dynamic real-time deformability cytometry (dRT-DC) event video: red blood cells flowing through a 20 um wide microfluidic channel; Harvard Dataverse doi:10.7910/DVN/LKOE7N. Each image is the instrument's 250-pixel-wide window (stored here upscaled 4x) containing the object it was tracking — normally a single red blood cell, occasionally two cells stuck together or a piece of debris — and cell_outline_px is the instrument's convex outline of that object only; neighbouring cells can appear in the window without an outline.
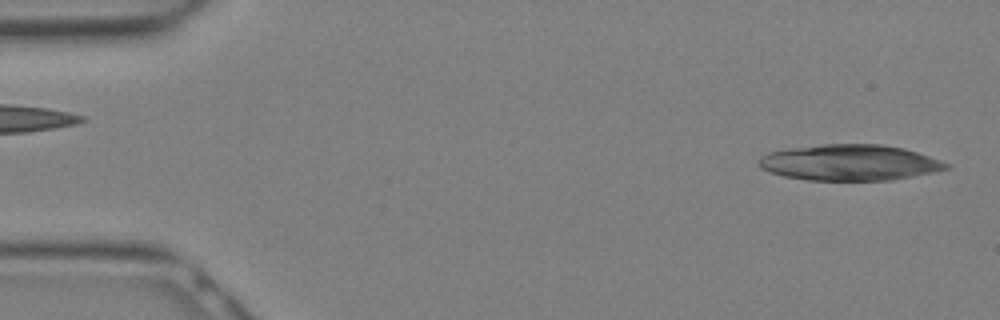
{"species": "Egyptian fruit bat (a non-hibernating species)", "species_latin": "Rousettus aegyptiacus", "temperature_condition": "warm", "stored_images_in_passage": 4, "camera_frame_rate_fps": 3000, "um_per_image_px": 0.085, "animal": {"sex": "female"}, "frame": {"image": 1, "passage_image": 4, "time_ms": 1.0, "image_size_px": [1000, 320], "cell_outline_px": [[952, 168], [892, 180], [808, 180], [784, 176], [760, 168], [760, 156], [768, 152], [792, 148], [824, 144], [884, 144], [904, 148], [928, 156], [948, 164]], "centroid_in_image_um": [72.22, 13.81], "position_along_channel_um": 12.8, "area_um2": 38.9}}